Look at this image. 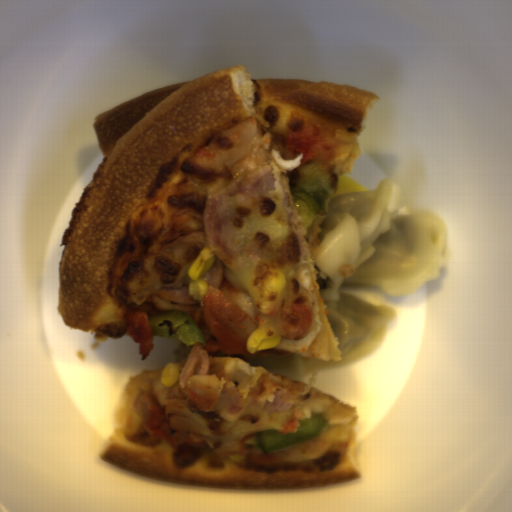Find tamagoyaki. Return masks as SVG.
I'll list each match as a JSON object with an SVG mask.
<instances>
[{
  "label": "tamagoyaki",
  "mask_w": 512,
  "mask_h": 512,
  "mask_svg": "<svg viewBox=\"0 0 512 512\" xmlns=\"http://www.w3.org/2000/svg\"><path fill=\"white\" fill-rule=\"evenodd\" d=\"M359 191H368L363 187L357 180H355L348 173H344L340 176L338 186L333 196L342 195L346 193H354ZM332 196V197H333Z\"/></svg>",
  "instance_id": "obj_1"
}]
</instances>
